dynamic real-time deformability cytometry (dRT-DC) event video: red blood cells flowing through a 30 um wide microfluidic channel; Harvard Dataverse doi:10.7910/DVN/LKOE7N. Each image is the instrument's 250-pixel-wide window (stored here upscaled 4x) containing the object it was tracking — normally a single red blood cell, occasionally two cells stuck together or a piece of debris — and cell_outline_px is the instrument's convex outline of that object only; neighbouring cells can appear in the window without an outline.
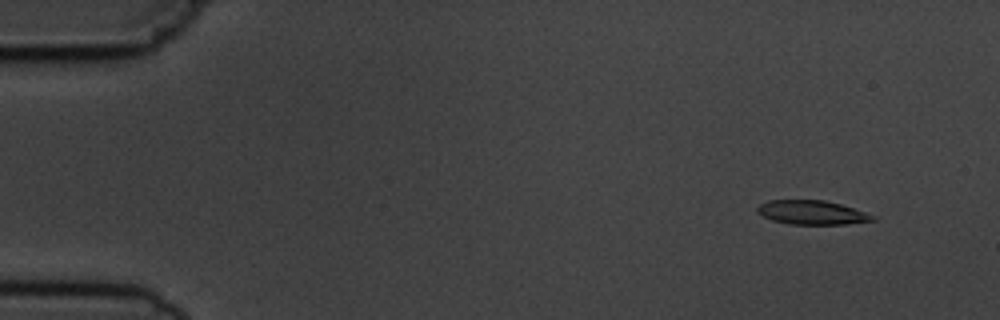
{"species": "common noctule bat (a hibernating species)", "species_latin": "Nyctalus noctula", "temperature_condition": "cold", "stored_images_in_passage": 5, "camera_frame_rate_fps": 3000, "um_per_image_px": 0.085, "animal": {"sex": "male", "body_mass_g": 19.5, "forearm_length_mm": 54.6}, "frame": {"image": 1, "passage_image": 2, "time_ms": 1.333, "image_size_px": [1000, 320], "cell_outline_px": [[876, 220], [848, 224], [788, 224], [772, 220], [756, 212], [756, 208], [760, 204], [768, 200], [824, 200], [840, 204], [876, 216]], "centroid_in_image_um": [69.0, 18.06], "position_along_channel_um": 16.0, "area_um2": 16.13}}
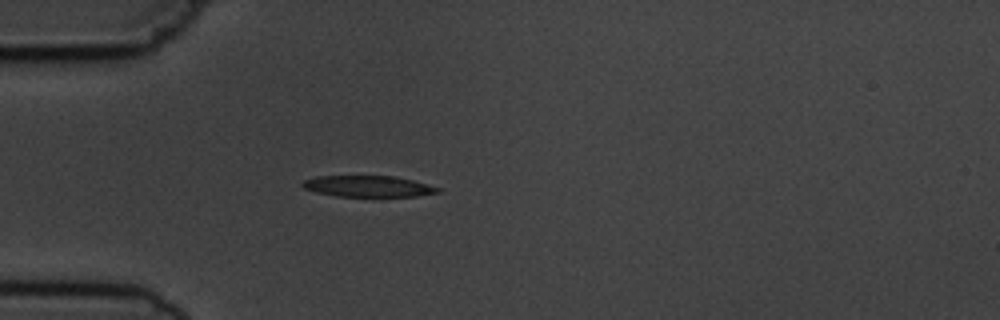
{"frame": {"image": 2, "passage_image": 5, "time_ms": 5.0, "image_size_px": [1000, 320], "cell_outline_px": [[440, 192], [416, 196], [336, 196], [316, 192], [304, 188], [300, 184], [304, 180], [316, 176], [396, 176], [428, 184], [440, 188]], "centroid_in_image_um": [31.28, 15.83], "position_along_channel_um": 53.7, "area_um2": 16.65}}